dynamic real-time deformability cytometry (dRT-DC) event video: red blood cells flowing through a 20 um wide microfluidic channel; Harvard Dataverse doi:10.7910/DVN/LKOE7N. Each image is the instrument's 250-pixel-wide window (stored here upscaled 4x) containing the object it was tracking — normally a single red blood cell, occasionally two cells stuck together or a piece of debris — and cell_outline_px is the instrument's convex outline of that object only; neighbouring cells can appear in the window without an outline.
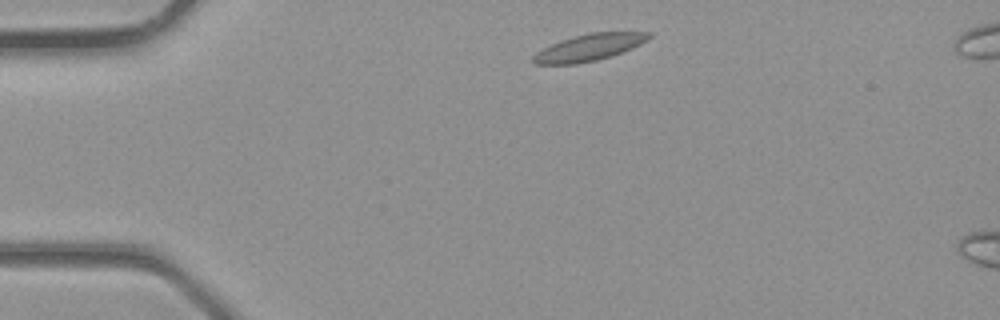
{"species": "common noctule bat (a hibernating species)", "species_latin": "Nyctalus noctula", "temperature_condition": "room temperature", "stored_images_in_passage": 2, "camera_frame_rate_fps": 3000, "um_per_image_px": 0.085, "animal": {"sex": "male", "body_mass_g": 23.1, "forearm_length_mm": 52.7}, "frame": {"image": 1, "passage_image": 1, "time_ms": 0.0, "image_size_px": [1000, 320], "cell_outline_px": [[652, 36], [648, 40], [640, 44], [612, 56], [596, 60], [576, 64], [536, 64], [532, 60], [532, 56], [536, 52], [560, 40], [592, 32], [652, 32]], "centroid_in_image_um": [50.09, 4.03], "position_along_channel_um": 34.9, "area_um2": 17.86}}